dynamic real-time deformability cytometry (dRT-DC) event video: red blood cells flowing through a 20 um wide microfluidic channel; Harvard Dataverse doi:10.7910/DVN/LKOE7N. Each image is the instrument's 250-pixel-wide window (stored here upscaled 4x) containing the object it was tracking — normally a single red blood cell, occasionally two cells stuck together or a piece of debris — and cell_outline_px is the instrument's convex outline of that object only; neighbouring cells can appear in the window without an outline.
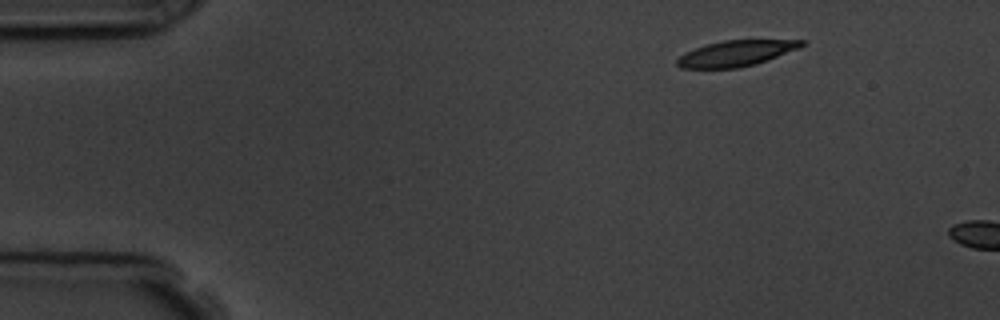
{"species": "common noctule bat (a hibernating species)", "species_latin": "Nyctalus noctula", "temperature_condition": "room temperature", "stored_images_in_passage": 2, "camera_frame_rate_fps": 3000, "um_per_image_px": 0.085, "animal": {"sex": "male", "body_mass_g": 19.5, "forearm_length_mm": 54.6}, "frame": {"image": 1, "passage_image": 1, "time_ms": 0.0, "image_size_px": [1000, 320], "cell_outline_px": [[804, 44], [800, 48], [756, 64], [736, 68], [680, 68], [676, 64], [676, 60], [680, 56], [696, 48], [708, 44], [724, 40], [804, 40]], "centroid_in_image_um": [62.58, 4.54], "position_along_channel_um": 22.4, "area_um2": 18.44}}